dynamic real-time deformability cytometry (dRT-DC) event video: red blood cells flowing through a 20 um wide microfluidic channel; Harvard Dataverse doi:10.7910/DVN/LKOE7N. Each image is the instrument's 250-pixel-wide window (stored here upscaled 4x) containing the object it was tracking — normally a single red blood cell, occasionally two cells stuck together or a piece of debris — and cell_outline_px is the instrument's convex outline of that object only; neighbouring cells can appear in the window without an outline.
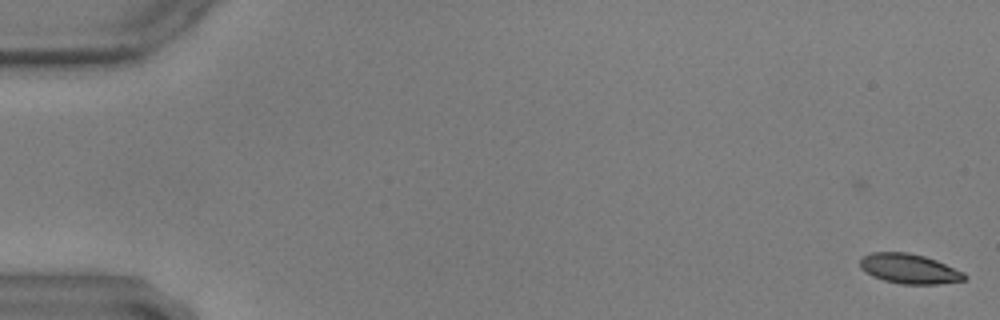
{"species": "common noctule bat (a hibernating species)", "species_latin": "Nyctalus noctula", "temperature_condition": "warm", "stored_images_in_passage": 5, "camera_frame_rate_fps": 3000, "um_per_image_px": 0.085, "animal": {"sex": "male", "body_mass_g": 17.9, "forearm_length_mm": 54.2}, "frame": {"image": 1, "passage_image": 5, "time_ms": 1.333, "image_size_px": [1000, 320], "cell_outline_px": [[968, 276], [964, 280], [940, 284], [900, 284], [884, 280], [872, 276], [860, 268], [860, 260], [864, 256], [872, 252], [908, 252], [924, 256], [936, 260], [964, 272]], "centroid_in_image_um": [77.3, 22.84], "position_along_channel_um": 7.7, "area_um2": 18.15}}